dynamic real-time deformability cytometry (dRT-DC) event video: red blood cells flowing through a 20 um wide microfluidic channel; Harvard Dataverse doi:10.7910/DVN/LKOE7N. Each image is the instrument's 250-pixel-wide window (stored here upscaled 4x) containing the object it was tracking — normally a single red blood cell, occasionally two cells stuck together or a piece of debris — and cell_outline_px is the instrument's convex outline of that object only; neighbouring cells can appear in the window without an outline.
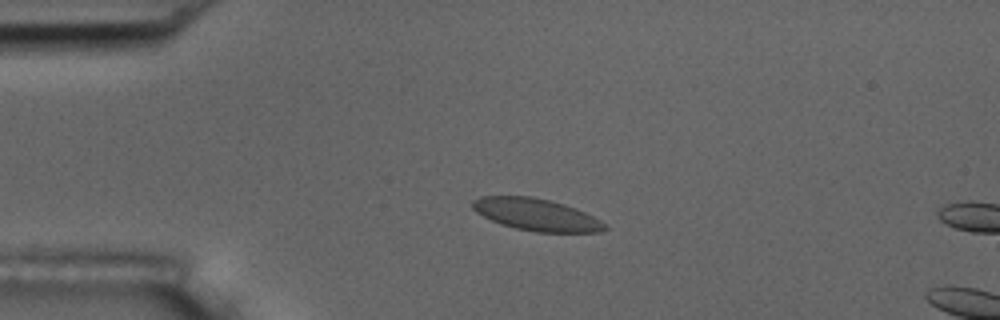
{"species": "common noctule bat (a hibernating species)", "species_latin": "Nyctalus noctula", "temperature_condition": "room temperature", "stored_images_in_passage": 5, "camera_frame_rate_fps": 3000, "um_per_image_px": 0.085, "animal": {"sex": "male", "body_mass_g": 17.5, "forearm_length_mm": 52.3}, "frame": {"image": 1, "passage_image": 4, "time_ms": 3.333, "image_size_px": [1000, 320], "cell_outline_px": [[608, 228], [600, 232], [536, 232], [516, 228], [500, 224], [476, 212], [472, 208], [472, 200], [480, 196], [532, 196], [564, 204], [576, 208], [600, 220]], "centroid_in_image_um": [45.57, 18.24], "position_along_channel_um": 39.4, "area_um2": 24.57}}